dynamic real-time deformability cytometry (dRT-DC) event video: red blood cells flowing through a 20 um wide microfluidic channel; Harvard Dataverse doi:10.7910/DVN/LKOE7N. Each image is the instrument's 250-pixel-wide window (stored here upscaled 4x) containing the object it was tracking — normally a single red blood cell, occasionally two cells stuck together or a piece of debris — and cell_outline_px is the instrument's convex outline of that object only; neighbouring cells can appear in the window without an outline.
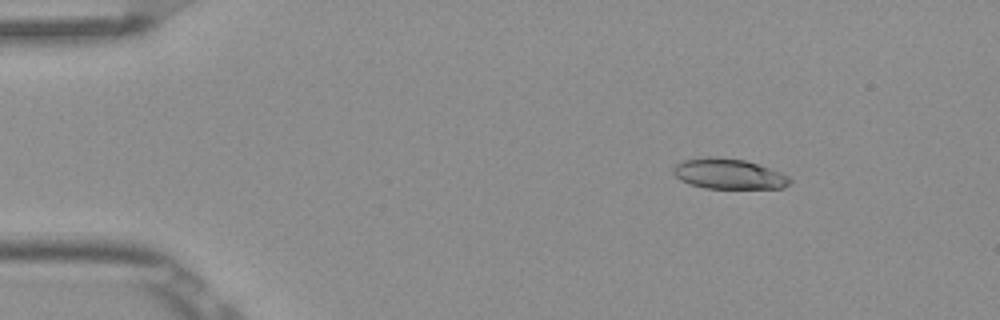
{"species": "Egyptian fruit bat (a non-hibernating species)", "species_latin": "Rousettus aegyptiacus", "temperature_condition": "room temperature", "stored_images_in_passage": 4, "camera_frame_rate_fps": 3000, "um_per_image_px": 0.085, "frame": {"image": 1, "passage_image": 1, "time_ms": 0.0, "image_size_px": [1000, 320], "cell_outline_px": [[792, 180], [784, 188], [704, 188], [688, 184], [680, 180], [672, 172], [672, 168], [676, 164], [684, 160], [708, 156], [712, 156], [744, 160], [780, 172], [788, 176]], "centroid_in_image_um": [61.89, 14.78], "position_along_channel_um": 23.1, "area_um2": 20.52}}
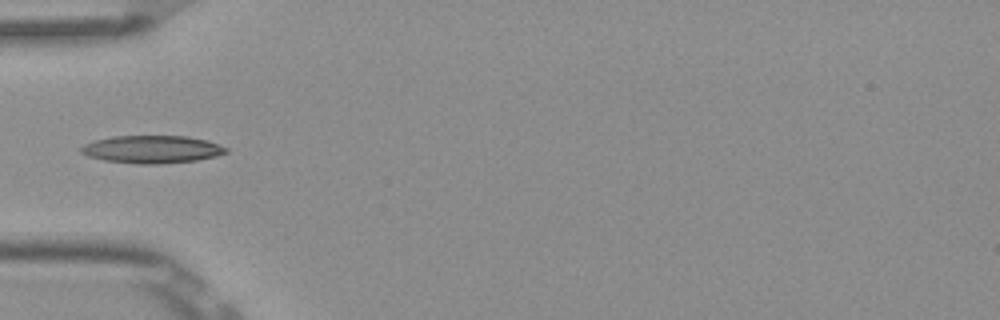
{"frame": {"image": 2, "passage_image": 4, "time_ms": 1.0, "image_size_px": [1000, 320], "cell_outline_px": [[228, 152], [216, 156], [196, 160], [160, 164], [140, 164], [104, 160], [88, 156], [80, 152], [80, 148], [84, 144], [96, 140], [112, 136], [188, 136], [208, 140], [228, 148]], "centroid_in_image_um": [12.94, 12.69], "position_along_channel_um": 72.1, "area_um2": 23.41}}